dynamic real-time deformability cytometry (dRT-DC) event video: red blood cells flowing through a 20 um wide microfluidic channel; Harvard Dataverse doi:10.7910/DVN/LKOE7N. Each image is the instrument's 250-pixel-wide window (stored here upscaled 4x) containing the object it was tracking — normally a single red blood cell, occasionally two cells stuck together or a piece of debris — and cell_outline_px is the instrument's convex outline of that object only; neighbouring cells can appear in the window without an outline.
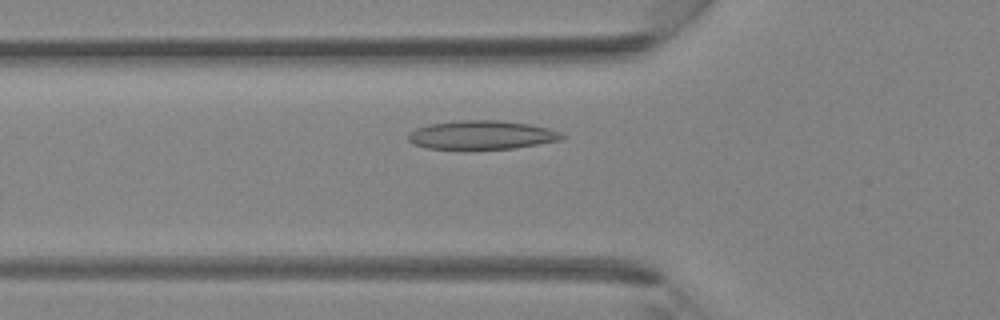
{"species": "Egyptian fruit bat (a non-hibernating species)", "species_latin": "Rousettus aegyptiacus", "temperature_condition": "room temperature", "stored_images_in_passage": 37, "camera_frame_rate_fps": 3000, "um_per_image_px": 0.085, "animal": {"sex": "female"}, "frame": {"image": 1, "passage_image": 11, "time_ms": 3.333, "image_size_px": [1000, 320], "cell_outline_px": [[564, 136], [560, 140], [512, 148], [428, 148], [416, 144], [408, 140], [408, 132], [416, 128], [428, 124], [460, 120], [500, 120], [528, 124], [548, 128], [560, 132]], "centroid_in_image_um": [40.92, 11.45], "position_along_channel_um": 84.9, "area_um2": 25.26}}
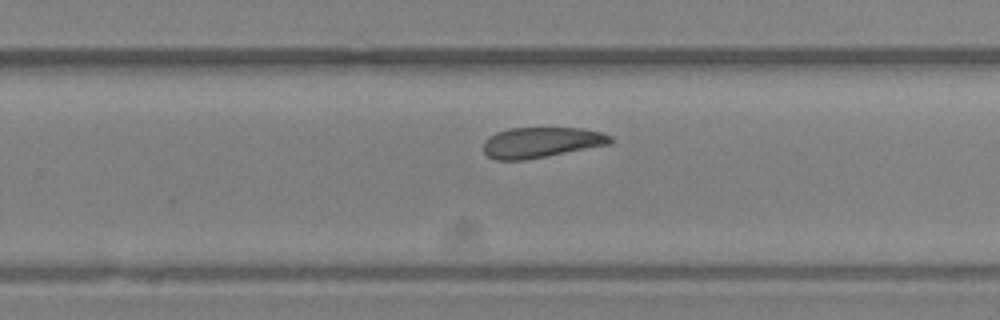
{"frame": {"image": 2, "passage_image": 23, "time_ms": 7.333, "image_size_px": [1000, 320], "cell_outline_px": [[612, 144], [524, 160], [496, 160], [488, 156], [484, 152], [484, 140], [488, 136], [496, 132], [508, 128], [580, 128], [600, 132], [612, 136]], "centroid_in_image_um": [45.99, 12.1], "position_along_channel_um": 283.8, "area_um2": 22.6}}
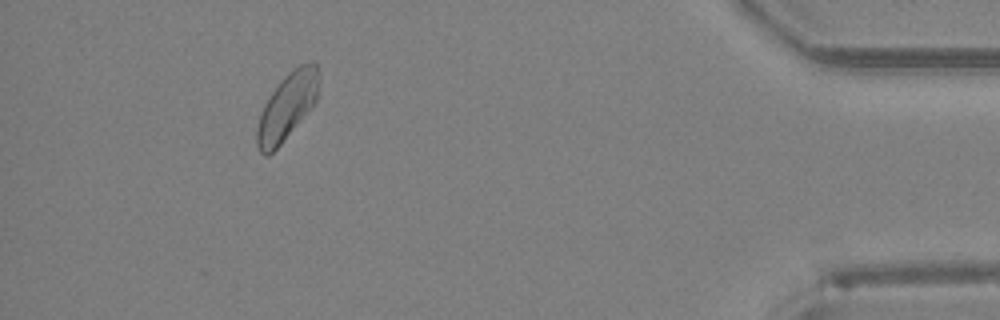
{"frame": {"image": 3, "passage_image": 34, "time_ms": 11.0, "image_size_px": [1000, 320], "cell_outline_px": [[320, 92], [312, 108], [280, 144], [268, 156], [264, 156], [260, 152], [256, 144], [256, 128], [260, 112], [264, 104], [280, 80], [292, 68], [300, 64], [312, 60], [316, 60]], "centroid_in_image_um": [24.41, 9.02], "position_along_channel_um": 410.8, "area_um2": 24.39}}